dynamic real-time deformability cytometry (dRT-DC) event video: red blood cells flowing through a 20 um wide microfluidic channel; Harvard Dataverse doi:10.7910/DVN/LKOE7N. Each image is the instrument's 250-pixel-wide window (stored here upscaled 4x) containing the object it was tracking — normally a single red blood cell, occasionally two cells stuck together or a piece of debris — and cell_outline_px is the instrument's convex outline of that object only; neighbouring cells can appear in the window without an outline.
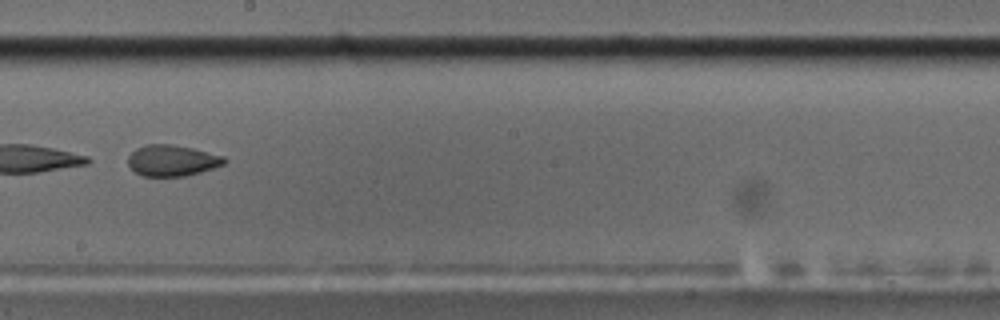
{"species": "common noctule bat (a hibernating species)", "species_latin": "Nyctalus noctula", "temperature_condition": "cold", "stored_images_in_passage": 57, "segment_of_instrument_passage": [2, 2], "camera_frame_rate_fps": 3000, "um_per_image_px": 0.085, "animal": {"sex": "male", "body_mass_g": 17.5, "forearm_length_mm": 52.3}, "frame": {"image": 1, "passage_image": 33, "time_ms": 10.667, "image_size_px": [1000, 320], "cell_outline_px": [[228, 160], [224, 164], [200, 172], [184, 176], [144, 176], [136, 172], [128, 164], [128, 156], [136, 148], [144, 144], [168, 144], [192, 148], [224, 156]], "centroid_in_image_um": [14.63, 13.63], "position_along_channel_um": 233.6, "area_um2": 17.34}}